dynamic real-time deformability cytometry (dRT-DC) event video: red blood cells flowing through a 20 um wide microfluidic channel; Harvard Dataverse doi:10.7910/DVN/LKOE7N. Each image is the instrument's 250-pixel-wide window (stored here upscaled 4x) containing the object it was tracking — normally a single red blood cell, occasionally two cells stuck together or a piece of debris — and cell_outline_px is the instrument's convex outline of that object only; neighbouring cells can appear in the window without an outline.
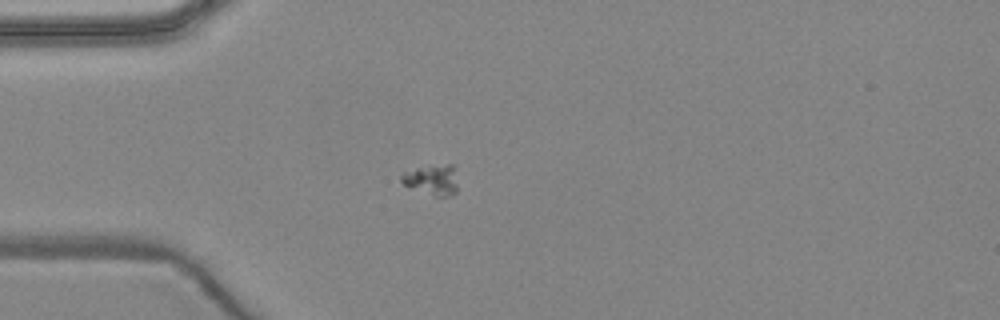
{"species": "common noctule bat (a hibernating species)", "species_latin": "Nyctalus noctula", "temperature_condition": "warm", "stored_images_in_passage": 5, "camera_frame_rate_fps": 3000, "um_per_image_px": 0.085, "animal": {"sex": "female", "body_mass_g": 24.6, "forearm_length_mm": 56.2}, "frame": {"image": 1, "passage_image": 4, "time_ms": 4.333, "image_size_px": [1000, 320], "cell_outline_px": [[456, 192], [452, 196], [436, 196], [408, 188], [400, 180], [400, 176], [404, 172], [416, 168], [448, 164], [456, 164]], "centroid_in_image_um": [36.73, 15.29], "position_along_channel_um": 48.3, "area_um2": 10.12}}